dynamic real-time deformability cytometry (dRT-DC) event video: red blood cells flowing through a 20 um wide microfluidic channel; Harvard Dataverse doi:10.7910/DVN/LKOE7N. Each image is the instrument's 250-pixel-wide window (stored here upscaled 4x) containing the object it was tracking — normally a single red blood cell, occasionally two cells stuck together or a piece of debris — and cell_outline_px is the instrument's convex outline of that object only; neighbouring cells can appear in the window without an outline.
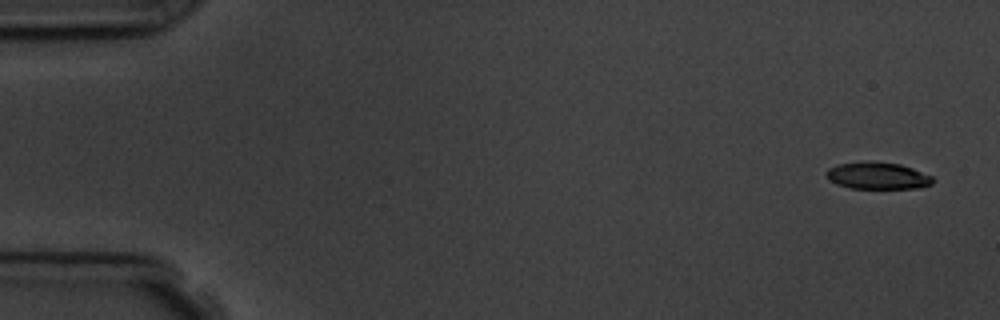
{"species": "common noctule bat (a hibernating species)", "species_latin": "Nyctalus noctula", "temperature_condition": "room temperature", "stored_images_in_passage": 5, "camera_frame_rate_fps": 3000, "um_per_image_px": 0.085, "animal": {"sex": "male", "body_mass_g": 19.5, "forearm_length_mm": 54.6}, "frame": {"image": 1, "passage_image": 1, "time_ms": 0.0, "image_size_px": [1000, 320], "cell_outline_px": [[936, 180], [932, 184], [920, 188], [852, 188], [836, 184], [828, 180], [824, 176], [824, 172], [828, 168], [840, 164], [864, 160], [872, 160], [900, 164], [912, 168], [932, 176]], "centroid_in_image_um": [74.57, 14.92], "position_along_channel_um": 10.4, "area_um2": 17.11}}
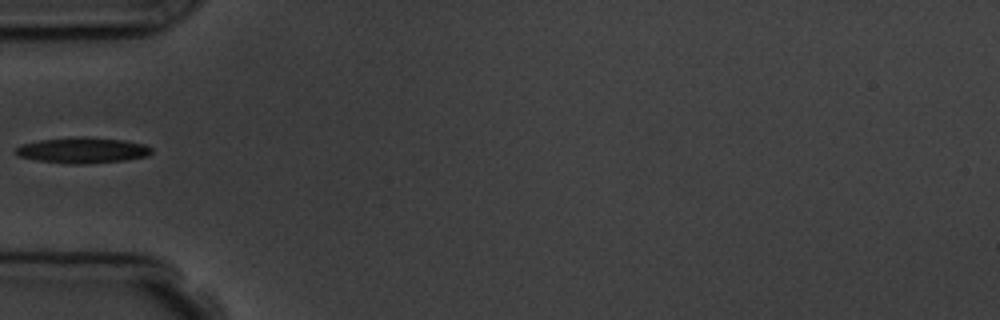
{"frame": {"image": 2, "passage_image": 5, "time_ms": 5.333, "image_size_px": [1000, 320], "cell_outline_px": [[152, 152], [148, 156], [128, 160], [84, 164], [68, 164], [36, 160], [16, 156], [12, 152], [20, 144], [40, 140], [84, 136], [124, 140], [144, 144], [152, 148]], "centroid_in_image_um": [6.99, 12.78], "position_along_channel_um": 78.0, "area_um2": 20.69}}